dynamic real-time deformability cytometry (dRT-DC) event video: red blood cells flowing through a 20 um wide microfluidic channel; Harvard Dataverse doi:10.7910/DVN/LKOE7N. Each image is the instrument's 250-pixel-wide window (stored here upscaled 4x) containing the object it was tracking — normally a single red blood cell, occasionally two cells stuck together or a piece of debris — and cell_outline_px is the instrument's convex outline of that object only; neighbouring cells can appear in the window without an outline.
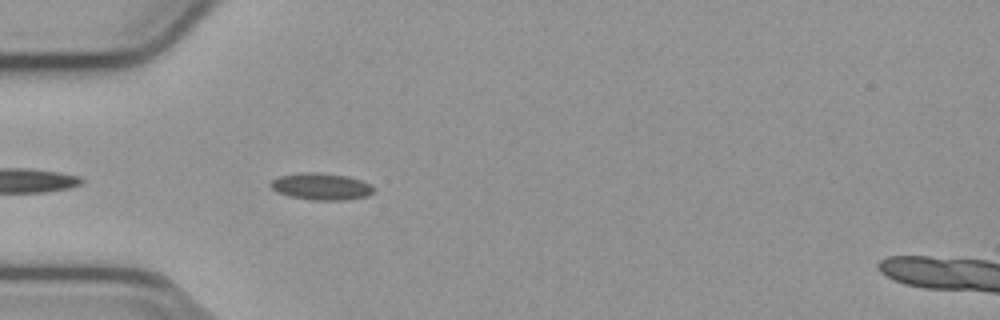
{"species": "common noctule bat (a hibernating species)", "species_latin": "Nyctalus noctula", "temperature_condition": "cold", "stored_images_in_passage": 9, "camera_frame_rate_fps": 3000, "um_per_image_px": 0.085, "animal": {"sex": "male", "body_mass_g": 23.1, "forearm_length_mm": 52.7}, "frame": {"image": 1, "passage_image": 3, "time_ms": 0.667, "image_size_px": [1000, 320], "cell_outline_px": [[376, 188], [368, 196], [344, 200], [312, 200], [288, 196], [276, 192], [268, 184], [272, 180], [280, 176], [300, 172], [320, 172], [348, 176], [360, 180]], "centroid_in_image_um": [27.27, 15.85], "position_along_channel_um": 57.7, "area_um2": 16.24}}